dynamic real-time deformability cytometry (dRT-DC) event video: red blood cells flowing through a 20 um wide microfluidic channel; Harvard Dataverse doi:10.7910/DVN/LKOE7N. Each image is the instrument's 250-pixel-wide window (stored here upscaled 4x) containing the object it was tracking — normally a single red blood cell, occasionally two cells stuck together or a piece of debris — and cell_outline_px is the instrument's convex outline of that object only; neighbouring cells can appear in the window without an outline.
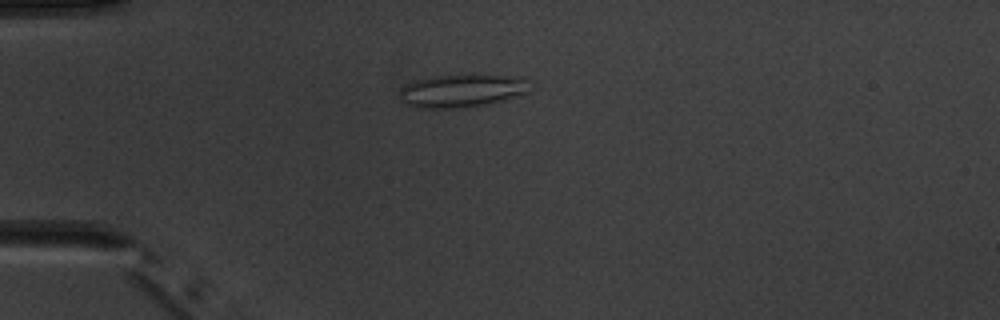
{"species": "common noctule bat (a hibernating species)", "species_latin": "Nyctalus noctula", "temperature_condition": "warm", "stored_images_in_passage": 4, "camera_frame_rate_fps": 3000, "um_per_image_px": 0.085, "animal": {"sex": "male", "body_mass_g": 20.1, "forearm_length_mm": 53.5}, "frame": {"image": 1, "passage_image": 1, "time_ms": 0.0, "image_size_px": [1000, 320], "cell_outline_px": [[532, 92], [504, 100], [488, 104], [464, 108], [416, 108], [400, 100], [400, 88], [404, 84], [416, 80], [432, 76], [460, 72], [516, 76], [528, 80]], "centroid_in_image_um": [39.3, 7.67], "position_along_channel_um": 45.7, "area_um2": 26.3}}
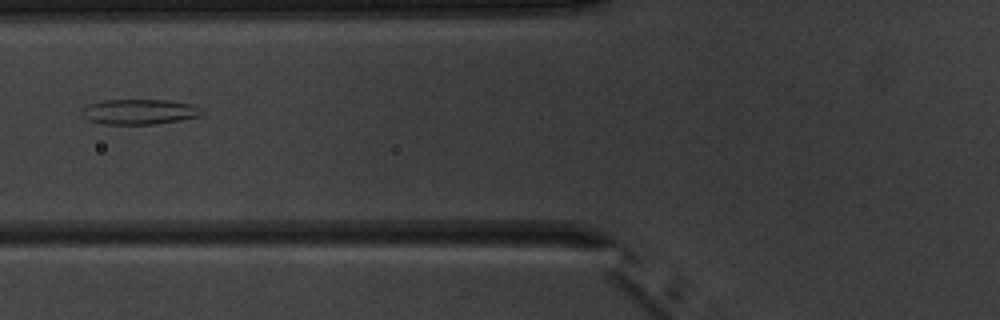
{"frame": {"image": 2, "passage_image": 3, "time_ms": 2.333, "image_size_px": [1000, 320], "cell_outline_px": [[204, 112], [200, 116], [180, 120], [152, 124], [104, 124], [88, 120], [80, 112], [88, 104], [104, 100], [168, 100], [192, 104], [200, 108]], "centroid_in_image_um": [11.85, 9.49], "position_along_channel_um": 114.0, "area_um2": 17.57}}
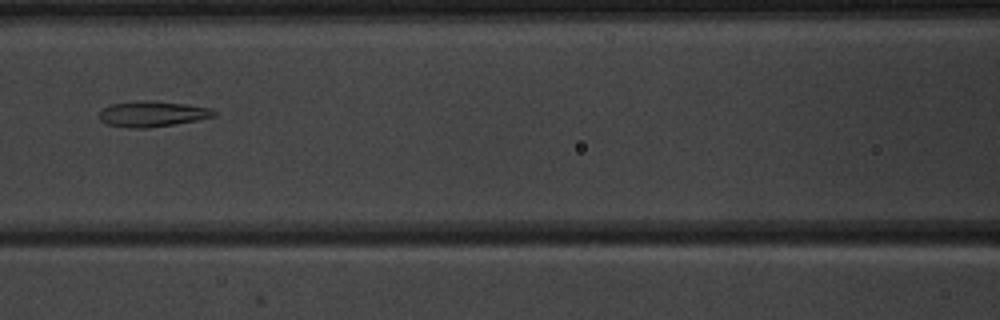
{"frame": {"image": 3, "passage_image": 4, "time_ms": 3.333, "image_size_px": [1000, 320], "cell_outline_px": [[216, 116], [176, 124], [148, 128], [128, 128], [108, 124], [100, 120], [100, 112], [104, 108], [112, 104], [136, 100], [156, 100], [188, 104], [208, 108], [216, 112]], "centroid_in_image_um": [12.95, 9.67], "position_along_channel_um": 153.6, "area_um2": 17.22}}